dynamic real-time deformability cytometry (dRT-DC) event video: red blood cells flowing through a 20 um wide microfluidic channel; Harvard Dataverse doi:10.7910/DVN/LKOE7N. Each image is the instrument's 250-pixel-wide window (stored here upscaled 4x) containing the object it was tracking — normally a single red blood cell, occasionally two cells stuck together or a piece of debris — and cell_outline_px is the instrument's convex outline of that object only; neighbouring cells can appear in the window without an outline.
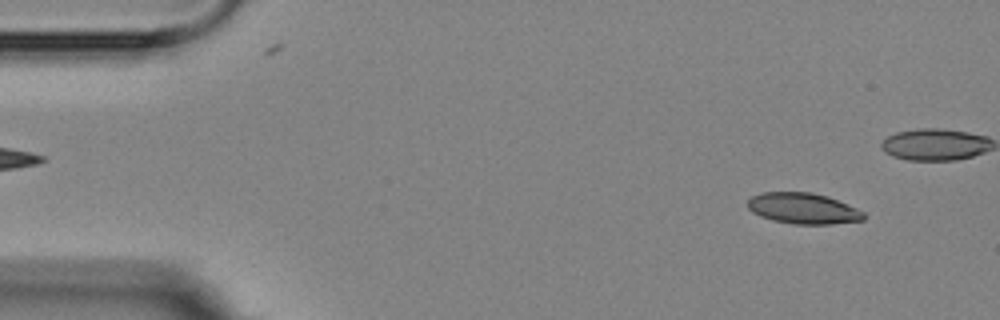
{"species": "Egyptian fruit bat (a non-hibernating species)", "species_latin": "Rousettus aegyptiacus", "temperature_condition": "room temperature", "stored_images_in_passage": 3, "camera_frame_rate_fps": 3000, "um_per_image_px": 0.085, "animal": {"sex": "female"}, "frame": {"image": 1, "passage_image": 3, "time_ms": 3.0, "image_size_px": [1000, 320], "cell_outline_px": [[864, 220], [832, 224], [792, 224], [772, 220], [760, 216], [752, 212], [748, 208], [748, 200], [752, 196], [760, 192], [812, 192], [828, 196], [856, 208], [864, 212]], "centroid_in_image_um": [68.25, 17.71], "position_along_channel_um": 16.7, "area_um2": 20.98}}